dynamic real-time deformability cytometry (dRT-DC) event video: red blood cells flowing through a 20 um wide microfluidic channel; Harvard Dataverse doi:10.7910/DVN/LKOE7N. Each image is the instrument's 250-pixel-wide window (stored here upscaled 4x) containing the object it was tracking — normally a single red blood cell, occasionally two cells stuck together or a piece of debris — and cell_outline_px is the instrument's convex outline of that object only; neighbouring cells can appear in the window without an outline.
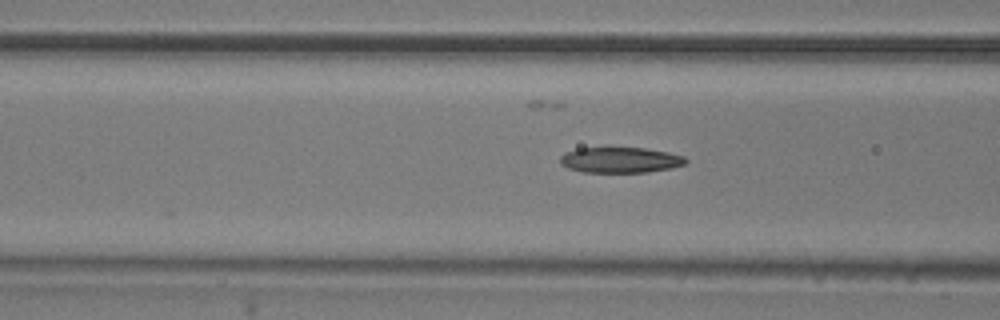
{"species": "common noctule bat (a hibernating species)", "species_latin": "Nyctalus noctula", "temperature_condition": "room temperature", "stored_images_in_passage": 8, "camera_frame_rate_fps": 3000, "um_per_image_px": 0.085, "animal": {"sex": "male", "body_mass_g": 20.5, "forearm_length_mm": 52.5}, "frame": {"image": 1, "passage_image": 8, "time_ms": 2.333, "image_size_px": [1000, 320], "cell_outline_px": [[688, 160], [684, 164], [672, 168], [648, 172], [580, 172], [568, 168], [560, 164], [560, 156], [576, 148], [644, 148], [668, 152], [684, 156]], "centroid_in_image_um": [52.72, 13.6], "position_along_channel_um": 113.9, "area_um2": 18.73}}